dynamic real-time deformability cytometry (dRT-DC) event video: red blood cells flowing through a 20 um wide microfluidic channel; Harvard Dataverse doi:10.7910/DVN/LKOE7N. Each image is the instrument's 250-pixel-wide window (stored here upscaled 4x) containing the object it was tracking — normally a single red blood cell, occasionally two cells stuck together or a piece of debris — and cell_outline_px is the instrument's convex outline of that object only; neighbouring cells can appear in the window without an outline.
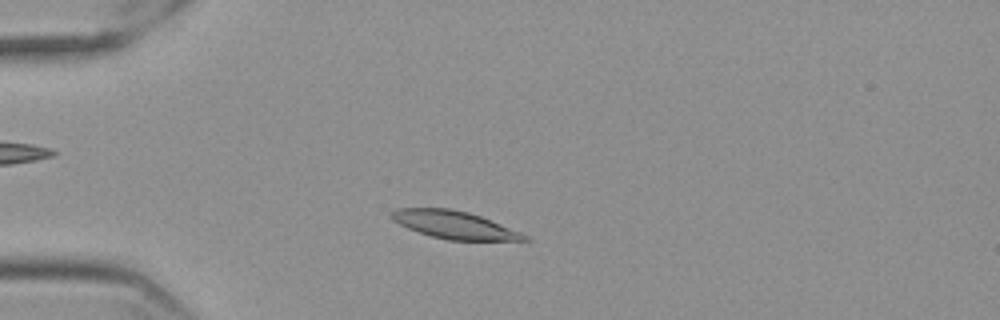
{"species": "Egyptian fruit bat (a non-hibernating species)", "species_latin": "Rousettus aegyptiacus", "temperature_condition": "cold", "stored_images_in_passage": 51, "camera_frame_rate_fps": 3000, "um_per_image_px": 0.085, "frame": {"image": 1, "passage_image": 9, "time_ms": 2.667, "image_size_px": [1000, 320], "cell_outline_px": [[532, 240], [448, 240], [432, 236], [408, 228], [392, 220], [388, 216], [388, 212], [396, 208], [452, 208], [468, 212], [480, 216], [520, 232], [528, 236]], "centroid_in_image_um": [38.55, 19.09], "position_along_channel_um": 46.4, "area_um2": 21.33}}
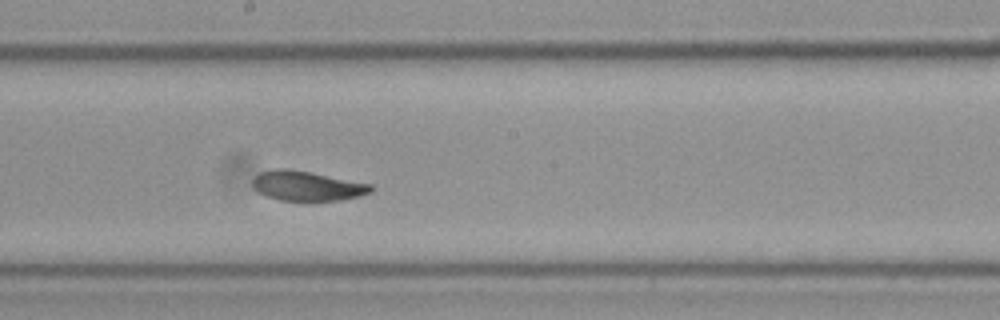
{"frame": {"image": 2, "passage_image": 26, "time_ms": 8.333, "image_size_px": [1000, 320], "cell_outline_px": [[372, 192], [360, 196], [340, 200], [280, 200], [264, 196], [252, 184], [252, 180], [260, 172], [276, 168], [288, 168], [372, 184]], "centroid_in_image_um": [26.1, 15.8], "position_along_channel_um": 222.1, "area_um2": 20.29}}
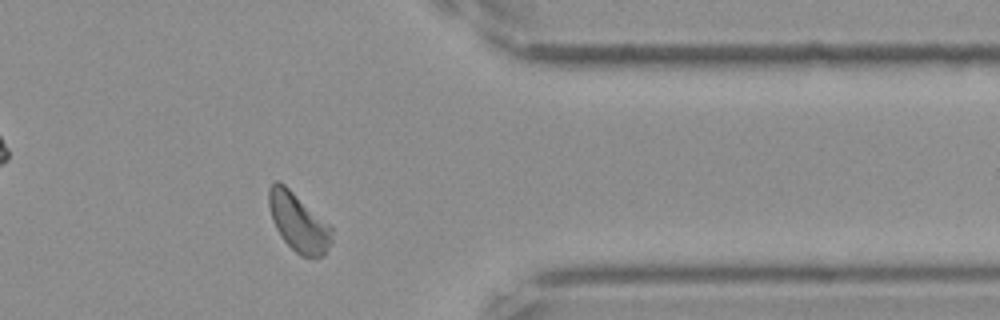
{"frame": {"image": 3, "passage_image": 41, "time_ms": 13.333, "image_size_px": [1000, 320], "cell_outline_px": [[332, 244], [324, 256], [316, 260], [300, 256], [284, 240], [276, 228], [272, 220], [268, 204], [268, 188], [276, 180], [284, 184], [328, 224], [332, 228]], "centroid_in_image_um": [25.38, 18.95], "position_along_channel_um": 386.0, "area_um2": 21.44}, "authors_computed_cell_mechanics": {"area_um2": 21.4438, "velocity_mm_per_s": 3.5047, "shape_relaxation_time_tau1_ms": 2.3244, "shape_relaxation_time_tau2_ms": 2.0721, "deformation_change_tau1": 0.1312, "deformation_change_tau2": 0.0824}}